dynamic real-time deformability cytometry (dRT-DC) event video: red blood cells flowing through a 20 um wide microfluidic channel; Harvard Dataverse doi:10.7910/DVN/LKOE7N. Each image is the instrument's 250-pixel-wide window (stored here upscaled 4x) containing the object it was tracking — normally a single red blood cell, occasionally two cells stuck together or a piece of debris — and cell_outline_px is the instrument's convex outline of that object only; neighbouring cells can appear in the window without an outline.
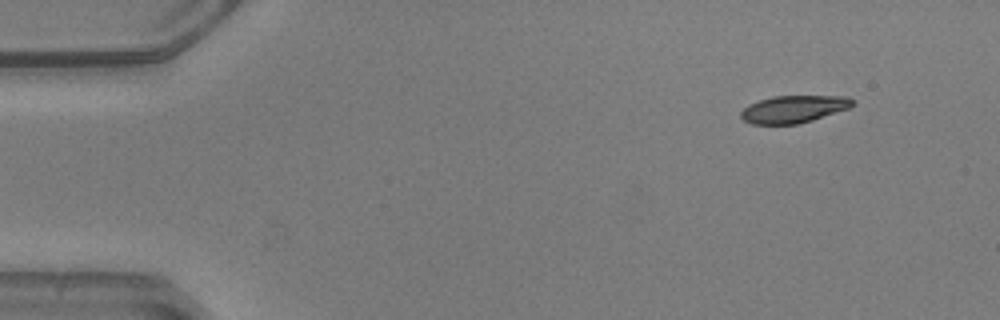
{"species": "common noctule bat (a hibernating species)", "species_latin": "Nyctalus noctula", "temperature_condition": "warm", "stored_images_in_passage": 14, "segment_of_instrument_passage": [2, 2], "camera_frame_rate_fps": 3000, "um_per_image_px": 0.085, "animal": {"sex": "male", "body_mass_g": 20.5, "forearm_length_mm": 52.5}, "frame": {"image": 1, "passage_image": 14, "time_ms": 4.333, "image_size_px": [1000, 320], "cell_outline_px": [[852, 104], [848, 108], [800, 124], [752, 124], [744, 120], [740, 116], [740, 112], [748, 104], [772, 96], [848, 96], [852, 100]], "centroid_in_image_um": [67.41, 9.27], "position_along_channel_um": 17.6, "area_um2": 17.63}}